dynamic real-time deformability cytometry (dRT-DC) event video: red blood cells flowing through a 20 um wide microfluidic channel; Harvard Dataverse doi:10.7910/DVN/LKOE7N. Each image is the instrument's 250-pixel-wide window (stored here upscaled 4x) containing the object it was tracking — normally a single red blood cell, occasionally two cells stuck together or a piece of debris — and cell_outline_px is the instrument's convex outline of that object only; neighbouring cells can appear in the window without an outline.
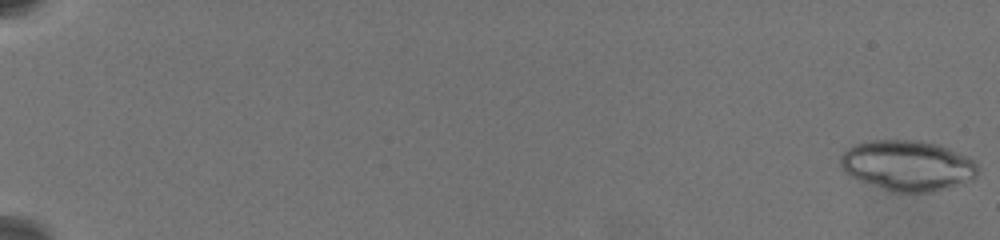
{"species": "common noctule bat (a hibernating species)", "species_latin": "Nyctalus noctula", "temperature_condition": "warm", "stored_images_in_passage": 34, "camera_frame_rate_fps": 3000, "um_per_image_px": 0.085, "animal": {"sex": "female", "body_mass_g": 19.5, "forearm_length_mm": 54.1}, "frame": {"image": 1, "passage_image": 1, "time_ms": 0.0, "image_size_px": [1000, 240], "cell_outline_px": [[980, 168], [976, 176], [972, 180], [932, 192], [896, 192], [848, 176], [840, 168], [840, 156], [848, 148], [856, 144], [872, 140], [916, 140], [940, 144], [972, 160]], "centroid_in_image_um": [77.13, 14.06], "position_along_channel_um": 7.9, "area_um2": 40.17}}